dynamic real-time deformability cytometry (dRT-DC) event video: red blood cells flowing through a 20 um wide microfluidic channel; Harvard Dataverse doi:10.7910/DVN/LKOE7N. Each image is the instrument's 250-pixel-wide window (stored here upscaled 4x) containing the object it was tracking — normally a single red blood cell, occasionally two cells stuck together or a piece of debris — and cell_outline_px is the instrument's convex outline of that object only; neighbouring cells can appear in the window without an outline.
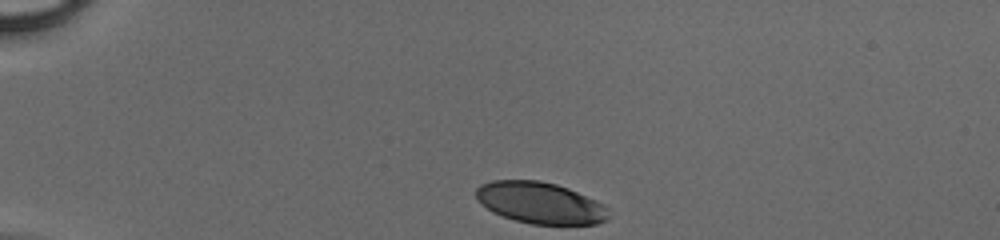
{"species": "human", "species_latin": "Homo sapiens", "temperature_condition": "cold", "stored_images_in_passage": 31, "camera_frame_rate_fps": 3000, "um_per_image_px": 0.085, "donor": {"sex": "male"}, "frame": {"image": 1, "passage_image": 1, "time_ms": 0.0, "image_size_px": [1000, 240], "cell_outline_px": [[608, 220], [596, 224], [532, 224], [516, 220], [492, 212], [480, 204], [476, 196], [476, 188], [480, 184], [492, 180], [540, 180], [556, 184], [568, 188], [596, 200], [604, 204], [608, 208]], "centroid_in_image_um": [45.91, 17.23], "position_along_channel_um": 39.1, "area_um2": 32.14}}
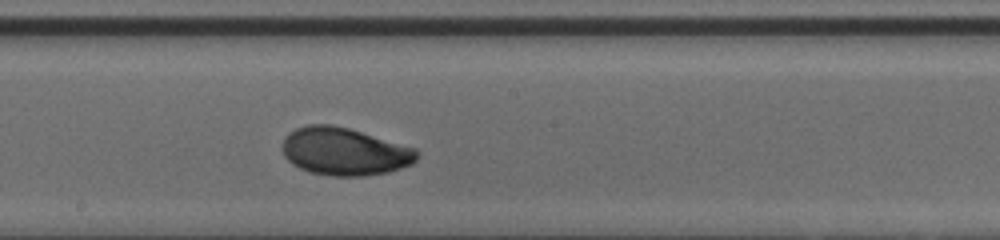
{"frame": {"image": 2, "passage_image": 18, "time_ms": 5.667, "image_size_px": [1000, 240], "cell_outline_px": [[420, 152], [416, 160], [412, 164], [388, 172], [364, 176], [332, 176], [308, 172], [292, 164], [284, 156], [284, 140], [288, 132], [296, 128], [308, 124], [332, 124], [348, 128], [416, 148]], "centroid_in_image_um": [29.29, 12.88], "position_along_channel_um": 218.9, "area_um2": 37.45}}
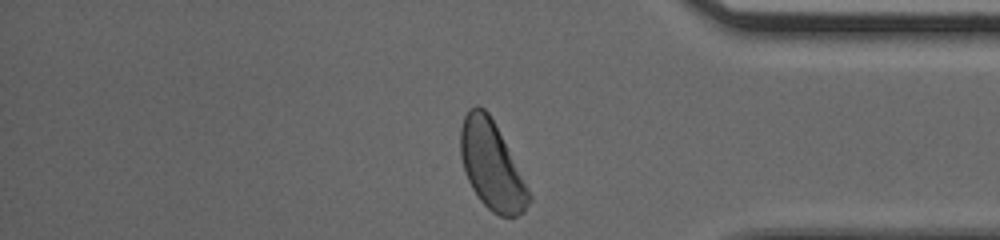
{"frame": {"image": 3, "passage_image": 31, "time_ms": 10.0, "image_size_px": [1000, 240], "cell_outline_px": [[532, 200], [524, 212], [516, 216], [500, 216], [492, 212], [480, 200], [472, 188], [468, 180], [460, 156], [460, 128], [464, 116], [468, 108], [476, 104], [484, 108], [488, 112], [528, 188], [532, 196]], "centroid_in_image_um": [41.77, 14.07], "position_along_channel_um": 393.4, "area_um2": 34.62}}